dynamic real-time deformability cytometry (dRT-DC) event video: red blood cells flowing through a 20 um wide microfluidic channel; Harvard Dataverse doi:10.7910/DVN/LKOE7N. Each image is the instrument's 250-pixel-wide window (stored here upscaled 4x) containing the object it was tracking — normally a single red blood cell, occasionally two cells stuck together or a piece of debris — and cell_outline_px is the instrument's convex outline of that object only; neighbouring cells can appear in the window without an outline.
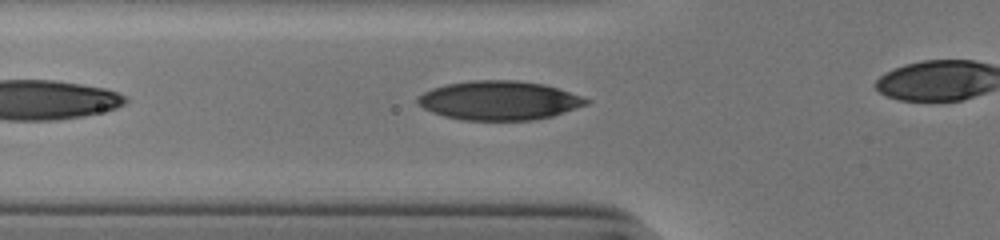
{"species": "human", "species_latin": "Homo sapiens", "temperature_condition": "cold", "stored_images_in_passage": 30, "camera_frame_rate_fps": 3000, "um_per_image_px": 0.085, "donor": {"sex": "male"}, "frame": {"image": 1, "passage_image": 5, "time_ms": 1.333, "image_size_px": [1000, 240], "cell_outline_px": [[592, 100], [588, 104], [552, 116], [532, 120], [460, 120], [444, 116], [432, 112], [424, 108], [416, 100], [424, 92], [432, 88], [448, 84], [472, 80], [516, 80], [544, 84]], "centroid_in_image_um": [42.43, 8.54], "position_along_channel_um": 83.4, "area_um2": 38.09}}
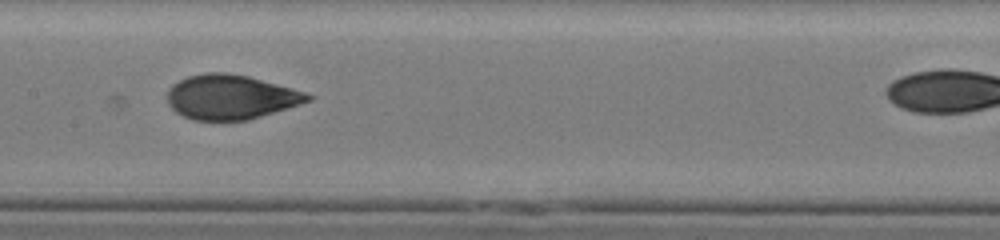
{"frame": {"image": 2, "passage_image": 13, "time_ms": 4.0, "image_size_px": [1000, 240], "cell_outline_px": [[312, 100], [248, 120], [192, 120], [176, 112], [168, 104], [168, 88], [172, 84], [188, 76], [208, 72], [224, 72], [248, 76], [304, 92], [312, 96]], "centroid_in_image_um": [19.57, 8.25], "position_along_channel_um": 187.8, "area_um2": 36.07}}
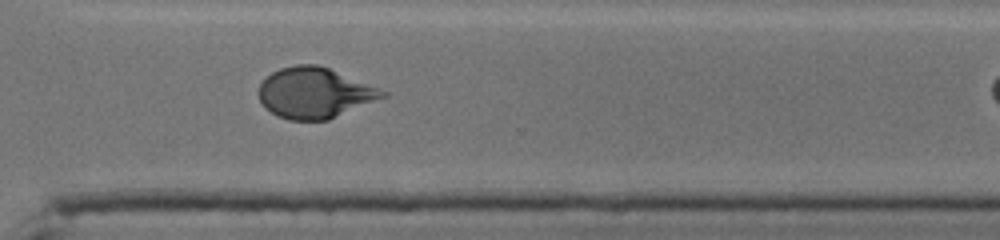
{"frame": {"image": 3, "passage_image": 25, "time_ms": 8.0, "image_size_px": [1000, 240], "cell_outline_px": [[388, 96], [328, 120], [288, 120], [276, 116], [264, 108], [256, 92], [260, 84], [272, 72], [280, 68], [296, 64], [316, 64], [328, 68], [388, 92]], "centroid_in_image_um": [26.7, 7.91], "position_along_channel_um": 343.9, "area_um2": 36.59}}